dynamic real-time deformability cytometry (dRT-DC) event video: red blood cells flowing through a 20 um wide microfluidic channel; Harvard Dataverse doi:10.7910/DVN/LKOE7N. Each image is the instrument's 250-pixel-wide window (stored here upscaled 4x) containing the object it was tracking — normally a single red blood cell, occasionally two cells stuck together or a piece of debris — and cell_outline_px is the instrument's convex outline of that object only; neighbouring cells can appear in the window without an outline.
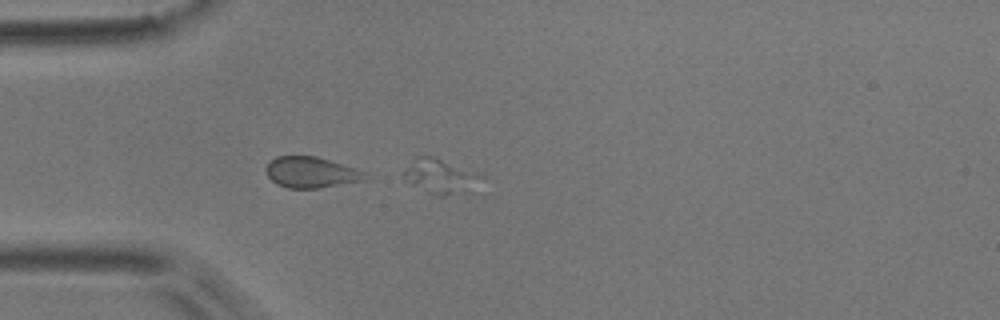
{"species": "common noctule bat (a hibernating species)", "species_latin": "Nyctalus noctula", "temperature_condition": "room temperature", "stored_images_in_passage": 7, "camera_frame_rate_fps": 3000, "um_per_image_px": 0.085, "animal": {"sex": "male", "body_mass_g": 17.9}, "frame": {"image": 1, "passage_image": 4, "time_ms": 1.0, "image_size_px": [1000, 320], "cell_outline_px": [[484, 176], [476, 192], [444, 196], [436, 196], [408, 184], [404, 180], [404, 172], [416, 156], [432, 156]], "centroid_in_image_um": [37.48, 15.06], "position_along_channel_um": 47.5, "area_um2": 15.9}}
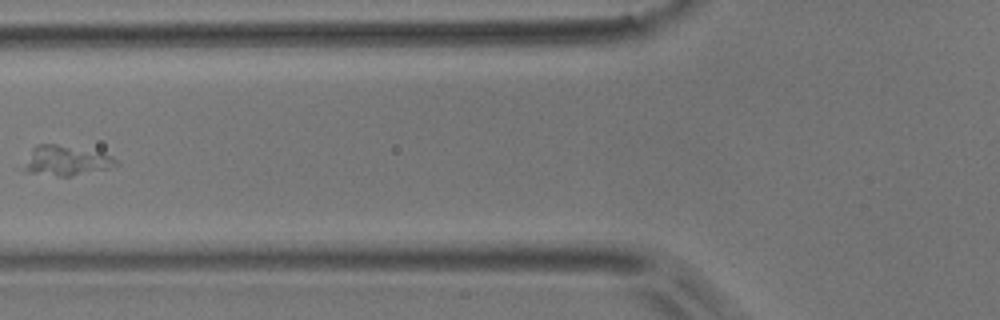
{"frame": {"image": 2, "passage_image": 6, "time_ms": 1.667, "image_size_px": [1000, 320], "cell_outline_px": [[120, 164], [112, 168], [72, 176], [60, 176], [24, 172], [16, 168], [32, 148], [36, 144], [56, 144], [112, 156]], "centroid_in_image_um": [5.47, 13.68], "position_along_channel_um": 120.3, "area_um2": 16.42}}
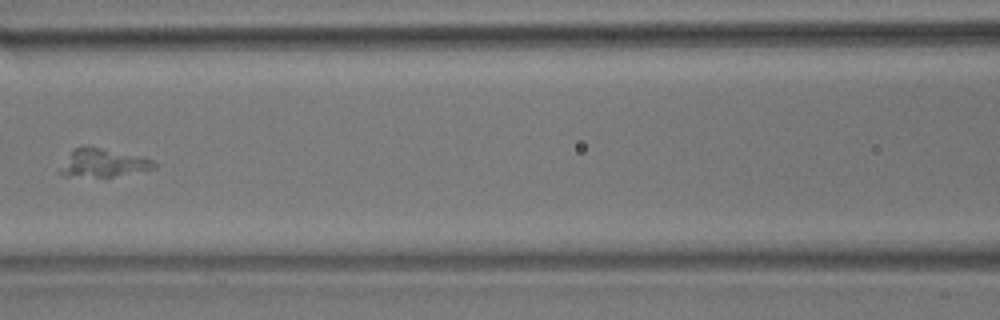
{"frame": {"image": 3, "passage_image": 7, "time_ms": 2.0, "image_size_px": [1000, 320], "cell_outline_px": [[160, 164], [156, 168], [112, 176], [64, 176], [56, 172], [72, 152], [76, 148], [100, 148], [144, 156]], "centroid_in_image_um": [8.82, 13.87], "position_along_channel_um": 157.8, "area_um2": 15.03}}